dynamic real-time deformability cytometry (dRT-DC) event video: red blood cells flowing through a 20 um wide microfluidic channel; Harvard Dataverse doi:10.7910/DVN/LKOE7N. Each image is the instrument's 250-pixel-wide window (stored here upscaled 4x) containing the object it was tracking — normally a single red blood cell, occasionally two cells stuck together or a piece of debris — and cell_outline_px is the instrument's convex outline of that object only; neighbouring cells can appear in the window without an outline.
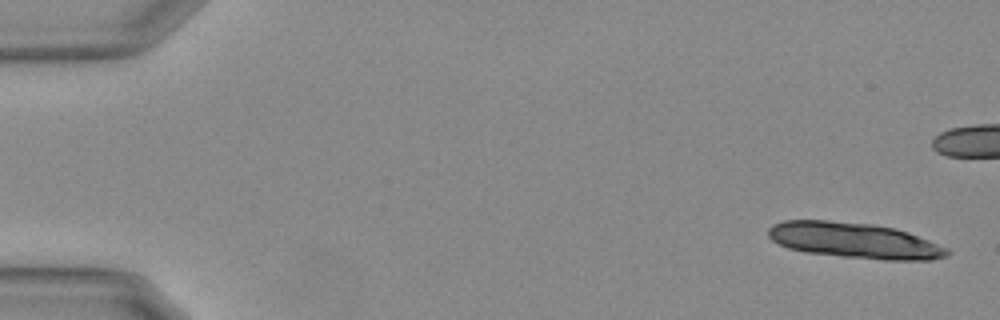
{"species": "Egyptian fruit bat (a non-hibernating species)", "species_latin": "Rousettus aegyptiacus", "temperature_condition": "warm", "stored_images_in_passage": 15, "camera_frame_rate_fps": 3000, "um_per_image_px": 0.085, "animal": {"sex": "female"}, "frame": {"image": 1, "passage_image": 1, "time_ms": 0.0, "image_size_px": [1000, 320], "cell_outline_px": [[952, 252], [948, 256], [932, 260], [884, 260], [804, 252], [788, 248], [772, 240], [768, 236], [768, 228], [772, 224], [784, 220], [828, 220], [872, 224], [896, 228], [908, 232], [948, 248]], "centroid_in_image_um": [72.64, 20.44], "position_along_channel_um": 12.4, "area_um2": 37.28}}